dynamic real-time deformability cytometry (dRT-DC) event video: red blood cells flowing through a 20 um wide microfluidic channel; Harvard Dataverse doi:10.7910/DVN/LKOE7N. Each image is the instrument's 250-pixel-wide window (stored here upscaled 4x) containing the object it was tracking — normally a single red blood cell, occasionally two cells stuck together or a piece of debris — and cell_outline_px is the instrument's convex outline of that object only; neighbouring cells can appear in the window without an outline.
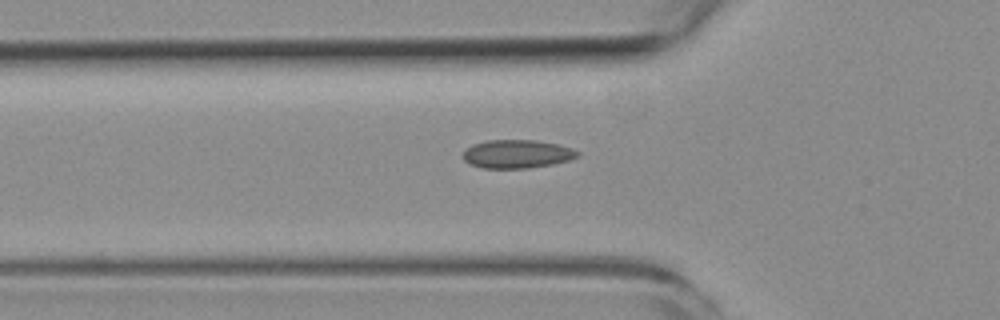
{"species": "common noctule bat (a hibernating species)", "species_latin": "Nyctalus noctula", "temperature_condition": "room temperature", "stored_images_in_passage": 5, "camera_frame_rate_fps": 3000, "um_per_image_px": 0.085, "animal": {"sex": "female", "body_mass_g": 19.3, "forearm_length_mm": 54.1}, "frame": {"image": 1, "passage_image": 5, "time_ms": 5.333, "image_size_px": [1000, 320], "cell_outline_px": [[580, 156], [568, 160], [552, 164], [528, 168], [480, 168], [464, 160], [464, 152], [472, 144], [488, 140], [536, 140], [556, 144], [572, 148], [580, 152]], "centroid_in_image_um": [43.97, 13.08], "position_along_channel_um": 81.8, "area_um2": 18.84}}